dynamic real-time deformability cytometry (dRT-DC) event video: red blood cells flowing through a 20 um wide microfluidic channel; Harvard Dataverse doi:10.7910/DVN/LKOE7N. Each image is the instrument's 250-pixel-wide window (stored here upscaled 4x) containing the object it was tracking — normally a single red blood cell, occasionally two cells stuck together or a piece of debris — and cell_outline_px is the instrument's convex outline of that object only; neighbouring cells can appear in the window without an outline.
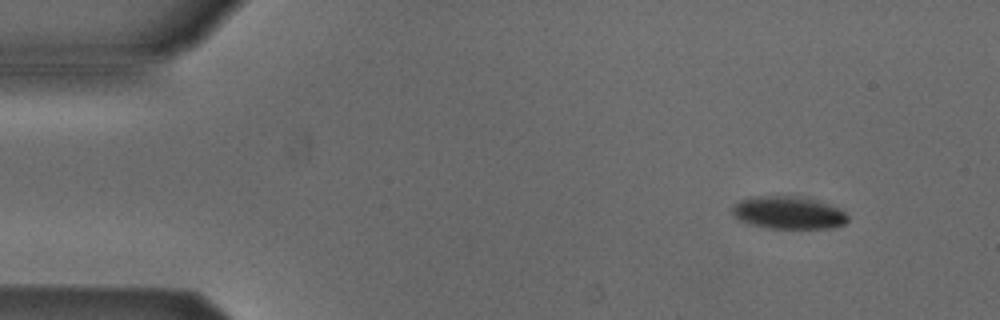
{"species": "Egyptian fruit bat (a non-hibernating species)", "species_latin": "Rousettus aegyptiacus", "temperature_condition": "cold", "stored_images_in_passage": 5, "camera_frame_rate_fps": 3000, "um_per_image_px": 0.085, "animal": {"sex": "male"}, "frame": {"image": 1, "passage_image": 2, "time_ms": 0.333, "image_size_px": [1000, 320], "cell_outline_px": [[848, 220], [844, 224], [832, 228], [768, 228], [748, 224], [732, 216], [732, 208], [740, 200], [748, 196], [796, 196], [828, 204], [840, 208], [848, 216]], "centroid_in_image_um": [66.98, 18.08], "position_along_channel_um": 18.0, "area_um2": 21.96}}